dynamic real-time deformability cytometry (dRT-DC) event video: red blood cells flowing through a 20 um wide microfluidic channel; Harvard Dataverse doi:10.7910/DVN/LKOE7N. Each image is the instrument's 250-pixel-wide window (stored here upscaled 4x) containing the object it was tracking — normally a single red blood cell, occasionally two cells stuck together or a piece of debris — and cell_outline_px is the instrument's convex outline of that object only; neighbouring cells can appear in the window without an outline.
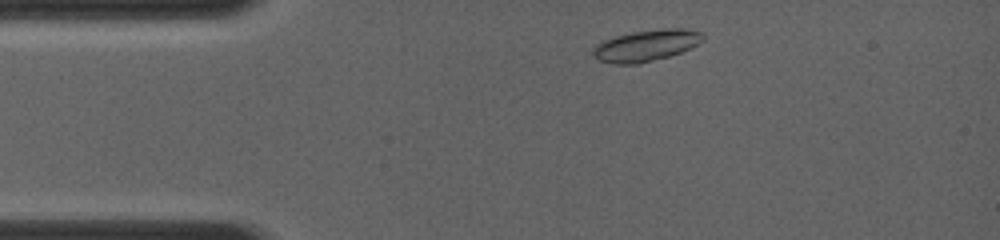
{"species": "common noctule bat (a hibernating species)", "species_latin": "Nyctalus noctula", "temperature_condition": "room temperature", "stored_images_in_passage": 74, "camera_frame_rate_fps": 4000, "um_per_image_px": 0.085, "animal": {"sex": "female", "body_mass_g": 19.0, "forearm_length_mm": 56.7}, "frame": {"image": 1, "passage_image": 4, "time_ms": 0.5, "image_size_px": [1000, 240], "cell_outline_px": [[704, 40], [680, 52], [668, 56], [636, 64], [616, 64], [600, 60], [592, 56], [592, 48], [596, 44], [604, 40], [616, 36], [632, 32], [660, 28], [684, 28], [704, 32]], "centroid_in_image_um": [54.92, 3.85], "position_along_channel_um": 30.1, "area_um2": 20.06}}
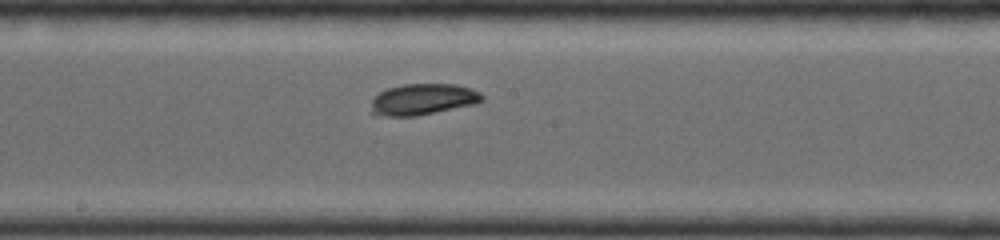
{"frame": {"image": 2, "passage_image": 38, "time_ms": 5.5, "image_size_px": [1000, 240], "cell_outline_px": [[484, 100], [472, 104], [436, 112], [416, 116], [388, 116], [372, 112], [372, 100], [380, 92], [388, 88], [404, 84], [456, 84], [472, 88], [480, 92], [484, 96]], "centroid_in_image_um": [35.99, 8.43], "position_along_channel_um": 212.2, "area_um2": 19.94}}
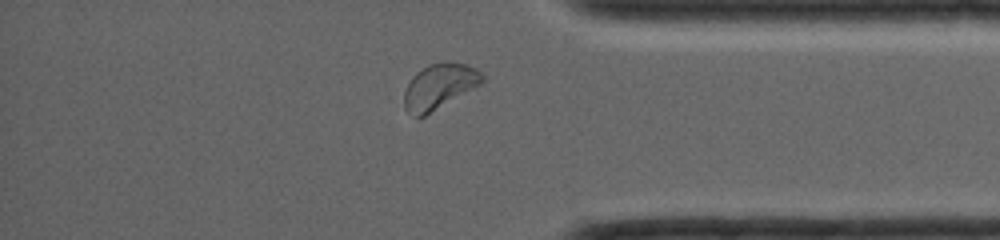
{"frame": {"image": 3, "passage_image": 64, "time_ms": 9.75, "image_size_px": [1000, 240], "cell_outline_px": [[484, 80], [480, 84], [424, 116], [416, 116], [404, 108], [404, 92], [412, 76], [416, 72], [428, 64], [468, 64], [476, 68], [484, 76]], "centroid_in_image_um": [37.32, 7.35], "position_along_channel_um": 397.9, "area_um2": 19.88}}